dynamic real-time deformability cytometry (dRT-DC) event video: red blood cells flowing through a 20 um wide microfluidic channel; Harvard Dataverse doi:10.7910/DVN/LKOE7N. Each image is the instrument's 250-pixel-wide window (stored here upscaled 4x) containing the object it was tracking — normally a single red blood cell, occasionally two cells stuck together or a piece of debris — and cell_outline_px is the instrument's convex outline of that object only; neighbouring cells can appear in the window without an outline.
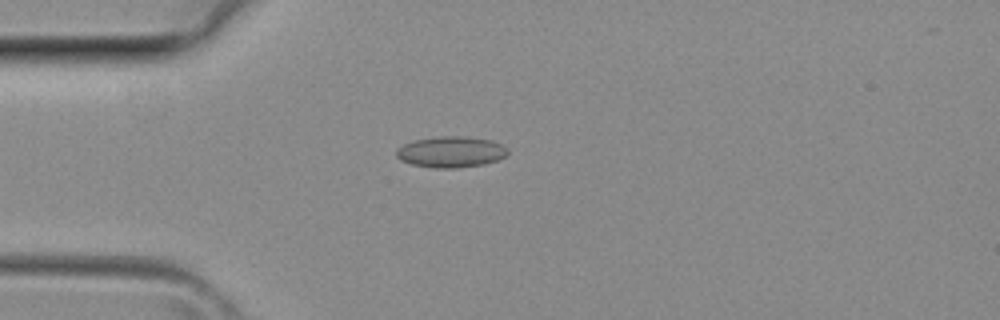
{"species": "common noctule bat (a hibernating species)", "species_latin": "Nyctalus noctula", "temperature_condition": "room temperature", "stored_images_in_passage": 22, "camera_frame_rate_fps": 3000, "um_per_image_px": 0.085, "animal": {"sex": "female", "body_mass_g": 29.2, "forearm_length_mm": 56.3}, "frame": {"image": 1, "passage_image": 1, "time_ms": 0.0, "image_size_px": [1000, 320], "cell_outline_px": [[508, 152], [504, 156], [496, 160], [484, 164], [456, 168], [432, 168], [412, 164], [400, 160], [396, 156], [396, 148], [412, 140], [440, 136], [460, 136], [492, 140], [508, 148]], "centroid_in_image_um": [38.29, 12.91], "position_along_channel_um": 46.7, "area_um2": 20.17}}
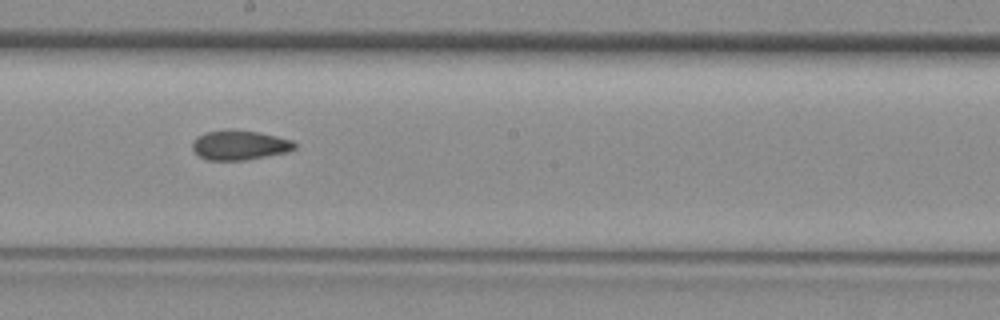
{"frame": {"image": 2, "passage_image": 12, "time_ms": 3.667, "image_size_px": [1000, 320], "cell_outline_px": [[296, 148], [288, 152], [244, 160], [208, 160], [200, 156], [192, 148], [192, 140], [196, 136], [204, 132], [228, 128], [232, 128], [260, 132], [292, 140], [296, 144]], "centroid_in_image_um": [20.34, 12.3], "position_along_channel_um": 227.9, "area_um2": 17.98}}
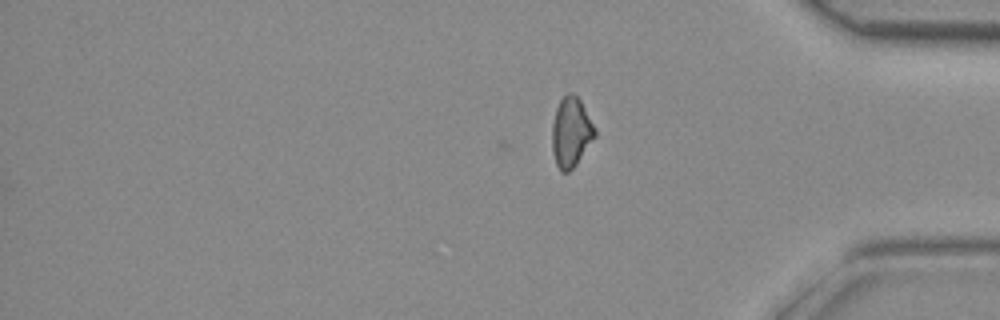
{"frame": {"image": 3, "passage_image": 22, "time_ms": 7.0, "image_size_px": [1000, 320], "cell_outline_px": [[596, 136], [576, 164], [568, 172], [560, 172], [556, 164], [552, 152], [552, 124], [556, 108], [560, 100], [568, 92], [572, 92], [580, 100], [596, 128]], "centroid_in_image_um": [48.53, 11.24], "position_along_channel_um": 386.7, "area_um2": 17.46}}